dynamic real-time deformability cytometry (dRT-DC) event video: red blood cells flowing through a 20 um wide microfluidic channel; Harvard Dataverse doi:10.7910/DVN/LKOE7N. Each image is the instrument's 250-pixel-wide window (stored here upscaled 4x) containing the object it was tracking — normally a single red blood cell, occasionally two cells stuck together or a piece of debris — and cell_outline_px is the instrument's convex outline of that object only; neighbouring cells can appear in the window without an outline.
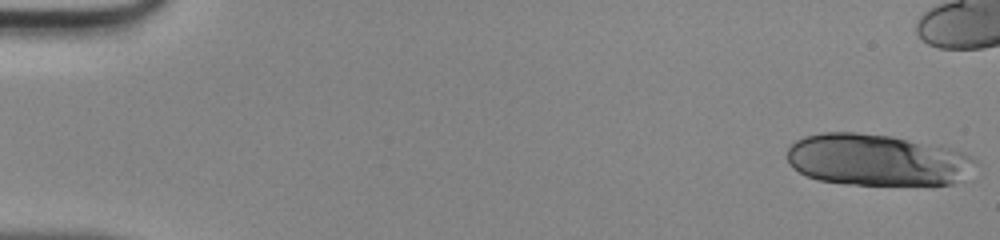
{"species": "human", "species_latin": "Homo sapiens", "temperature_condition": "room temperature", "stored_images_in_passage": 48, "camera_frame_rate_fps": 3000, "um_per_image_px": 0.085, "donor": {"sex": "male"}, "frame": {"image": 1, "passage_image": 1, "time_ms": 0.0, "image_size_px": [1000, 240], "cell_outline_px": [[972, 160], [952, 184], [848, 184], [820, 180], [808, 176], [792, 168], [788, 160], [788, 148], [796, 140], [804, 136], [820, 132], [856, 132], [892, 136], [940, 144], [964, 152]], "centroid_in_image_um": [74.41, 13.55], "position_along_channel_um": 10.6, "area_um2": 55.78}}
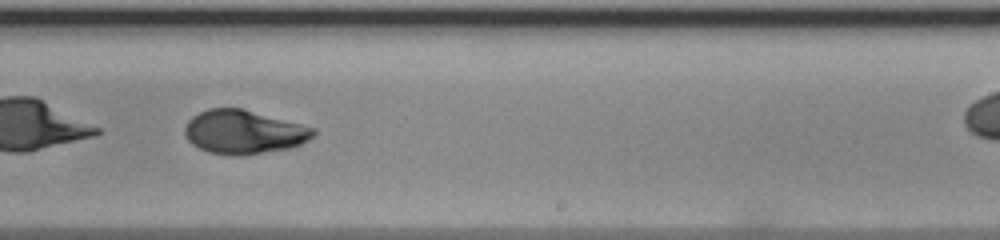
{"frame": {"image": 2, "passage_image": 30, "time_ms": 9.667, "image_size_px": [1000, 240], "cell_outline_px": [[316, 132], [308, 140], [300, 144], [288, 148], [260, 152], [208, 152], [192, 144], [188, 140], [184, 132], [184, 128], [188, 120], [192, 116], [208, 108], [240, 108], [316, 128]], "centroid_in_image_um": [20.7, 11.17], "position_along_channel_um": 268.3, "area_um2": 31.62}}
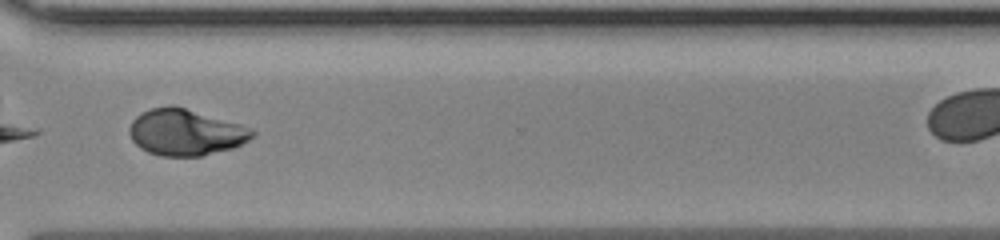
{"frame": {"image": 3, "passage_image": 36, "time_ms": 11.667, "image_size_px": [1000, 240], "cell_outline_px": [[256, 132], [248, 140], [232, 148], [200, 156], [160, 156], [148, 152], [140, 148], [132, 140], [128, 132], [128, 128], [132, 120], [140, 112], [152, 108], [168, 104], [172, 104], [240, 124], [252, 128]], "centroid_in_image_um": [15.72, 11.23], "position_along_channel_um": 354.9, "area_um2": 33.23}}